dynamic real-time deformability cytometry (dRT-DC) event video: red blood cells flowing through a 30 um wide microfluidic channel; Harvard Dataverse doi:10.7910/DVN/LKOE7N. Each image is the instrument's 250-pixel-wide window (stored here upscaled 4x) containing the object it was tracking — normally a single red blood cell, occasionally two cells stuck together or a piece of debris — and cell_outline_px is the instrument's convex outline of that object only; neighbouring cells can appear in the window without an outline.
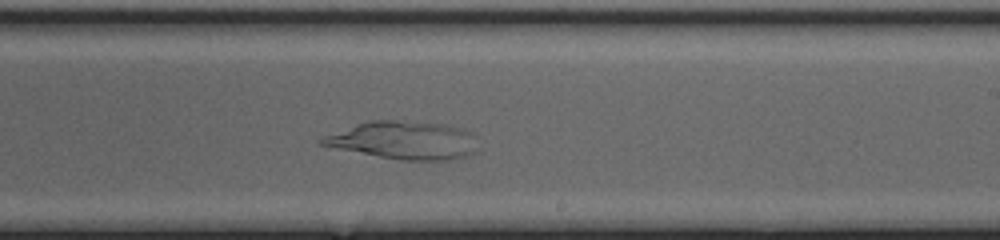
{"species": "common noctule bat (a hibernating species)", "species_latin": "Nyctalus noctula", "temperature_condition": "cold", "stored_images_in_passage": 35, "camera_frame_rate_fps": 3000, "um_per_image_px": 0.085, "animal": {"sex": "female", "body_mass_g": 20.0, "forearm_length_mm": 54.0}, "frame": {"image": 1, "passage_image": 20, "time_ms": 6.333, "image_size_px": [1000, 240], "cell_outline_px": [[472, 152], [464, 156], [448, 160], [400, 160], [336, 148], [320, 144], [320, 140], [324, 136], [356, 124], [372, 120], [396, 120], [444, 124], [464, 128], [468, 132]], "centroid_in_image_um": [34.22, 11.91], "position_along_channel_um": 254.8, "area_um2": 33.41}}